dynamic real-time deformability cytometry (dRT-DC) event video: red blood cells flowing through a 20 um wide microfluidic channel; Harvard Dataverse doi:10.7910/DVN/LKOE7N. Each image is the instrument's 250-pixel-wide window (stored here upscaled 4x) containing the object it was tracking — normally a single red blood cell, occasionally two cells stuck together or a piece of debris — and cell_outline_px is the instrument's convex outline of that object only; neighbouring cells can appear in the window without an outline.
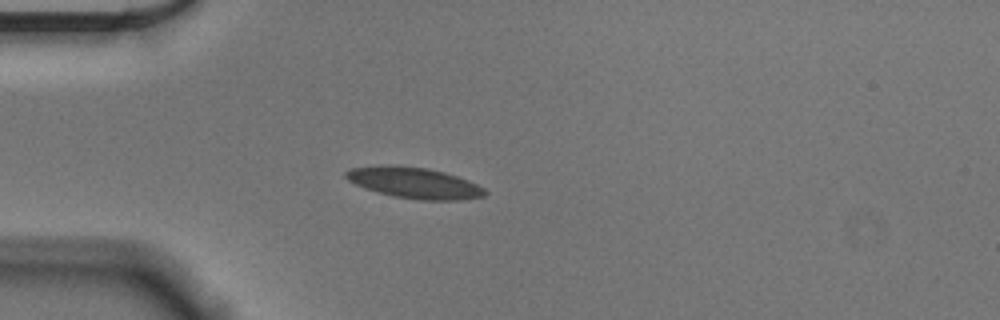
{"species": "Egyptian fruit bat (a non-hibernating species)", "species_latin": "Rousettus aegyptiacus", "temperature_condition": "cold", "stored_images_in_passage": 41, "camera_frame_rate_fps": 3000, "um_per_image_px": 0.085, "animal": {"sex": "male"}, "frame": {"image": 1, "passage_image": 1, "time_ms": 0.0, "image_size_px": [1000, 320], "cell_outline_px": [[488, 192], [484, 196], [460, 200], [420, 200], [392, 196], [376, 192], [364, 188], [348, 180], [344, 176], [344, 172], [352, 168], [380, 164], [392, 164], [428, 168], [444, 172], [468, 180], [484, 188]], "centroid_in_image_um": [35.18, 15.53], "position_along_channel_um": 49.8, "area_um2": 25.37}}
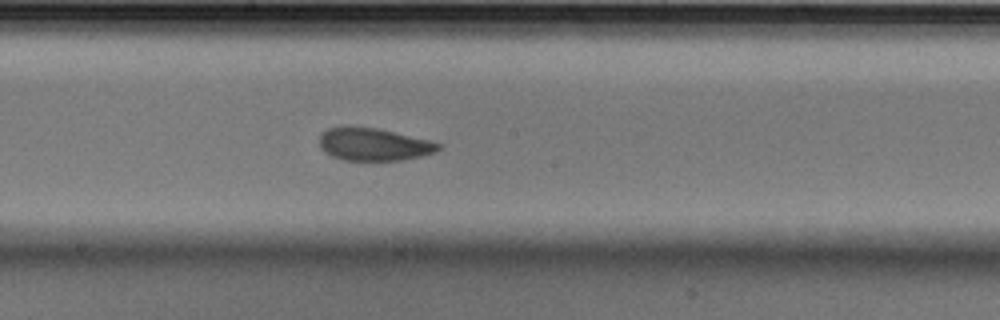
{"frame": {"image": 2, "passage_image": 16, "time_ms": 5.0, "image_size_px": [1000, 320], "cell_outline_px": [[444, 144], [436, 152], [420, 156], [400, 160], [344, 160], [332, 156], [324, 152], [320, 148], [320, 136], [328, 128], [376, 128], [428, 140]], "centroid_in_image_um": [31.79, 12.3], "position_along_channel_um": 216.4, "area_um2": 22.08}}
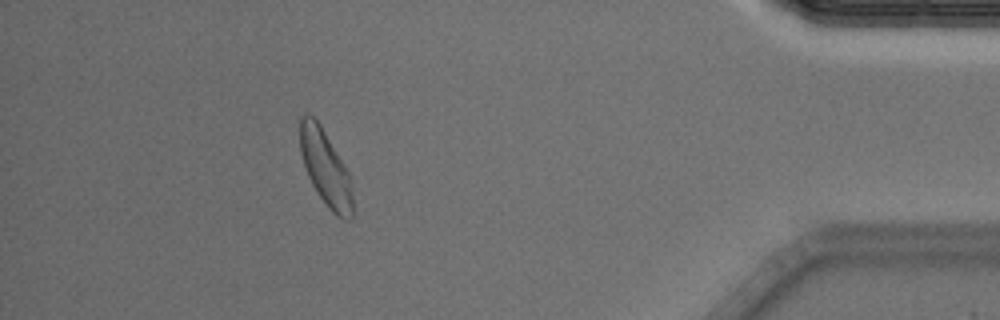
{"frame": {"image": 3, "passage_image": 36, "time_ms": 11.667, "image_size_px": [1000, 320], "cell_outline_px": [[352, 220], [344, 220], [336, 216], [328, 208], [316, 192], [308, 176], [300, 152], [300, 116], [304, 112], [308, 112], [320, 124], [348, 172], [352, 180]], "centroid_in_image_um": [27.66, 14.3], "position_along_channel_um": 407.5, "area_um2": 23.24}, "authors_computed_cell_mechanics": {"area_um2": 23.409, "velocity_mm_per_s": 3.5923, "shape_relaxation_time_tau1_ms": 4.7485, "shape_relaxation_time_tau2_ms": 1.7484, "deformation_change_tau1": 0.1254, "deformation_change_tau2": 0.0574}}